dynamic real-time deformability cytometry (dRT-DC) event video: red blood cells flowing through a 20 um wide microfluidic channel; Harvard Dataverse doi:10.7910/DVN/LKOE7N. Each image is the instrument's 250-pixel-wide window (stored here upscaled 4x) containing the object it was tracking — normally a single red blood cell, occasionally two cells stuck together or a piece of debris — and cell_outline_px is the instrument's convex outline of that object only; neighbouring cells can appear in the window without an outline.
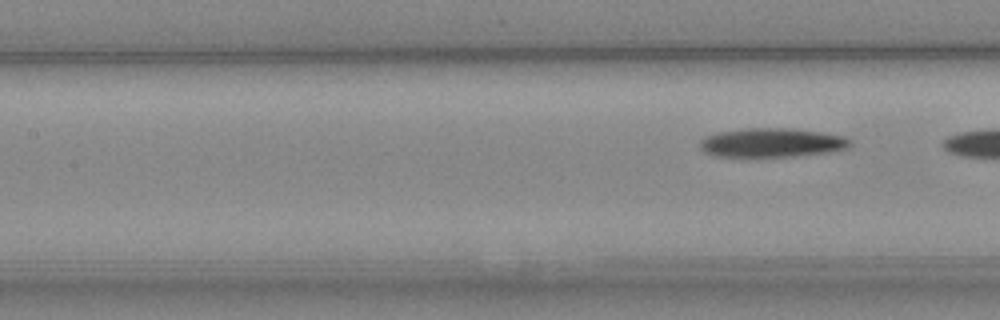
{"species": "Egyptian fruit bat (a non-hibernating species)", "species_latin": "Rousettus aegyptiacus", "temperature_condition": "cold", "stored_images_in_passage": 8, "segment_of_instrument_passage": [2, 2], "camera_frame_rate_fps": 3000, "um_per_image_px": 0.085, "animal": {"sex": "female"}, "frame": {"image": 1, "passage_image": 8, "time_ms": 9.333, "image_size_px": [1000, 320], "cell_outline_px": [[852, 144], [848, 148], [828, 152], [796, 156], [716, 156], [704, 152], [700, 148], [700, 140], [704, 136], [720, 132], [744, 128], [788, 128], [820, 132], [844, 136]], "centroid_in_image_um": [65.58, 12.12], "position_along_channel_um": 141.8, "area_um2": 25.26}}